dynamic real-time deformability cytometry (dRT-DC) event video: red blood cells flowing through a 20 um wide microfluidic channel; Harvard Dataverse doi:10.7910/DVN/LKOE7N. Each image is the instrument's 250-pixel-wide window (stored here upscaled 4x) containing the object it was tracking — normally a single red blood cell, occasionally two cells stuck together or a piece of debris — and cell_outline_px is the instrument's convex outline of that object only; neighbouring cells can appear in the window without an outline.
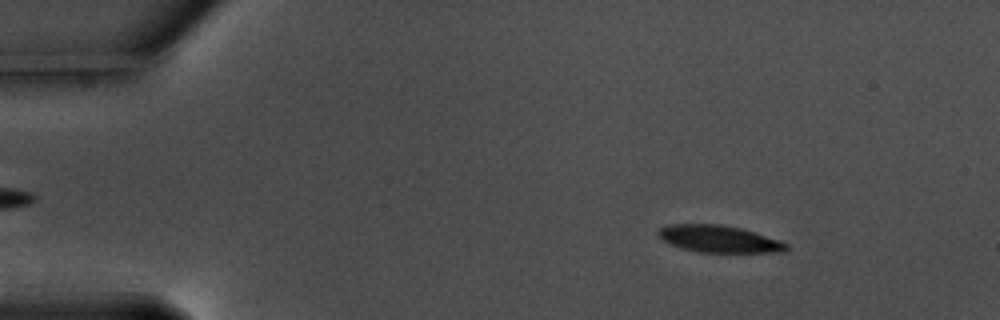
{"species": "common noctule bat (a hibernating species)", "species_latin": "Nyctalus noctula", "temperature_condition": "warm", "stored_images_in_passage": 57, "camera_frame_rate_fps": 3000, "um_per_image_px": 0.085, "animal": {"sex": "male", "body_mass_g": 17.5, "forearm_length_mm": 52.3}, "frame": {"image": 1, "passage_image": 8, "time_ms": 2.333, "image_size_px": [1000, 320], "cell_outline_px": [[788, 248], [784, 252], [700, 252], [684, 248], [672, 244], [664, 240], [656, 232], [660, 228], [668, 224], [720, 224], [740, 228], [780, 240], [788, 244]], "centroid_in_image_um": [61.13, 20.3], "position_along_channel_um": 23.9, "area_um2": 19.88}}
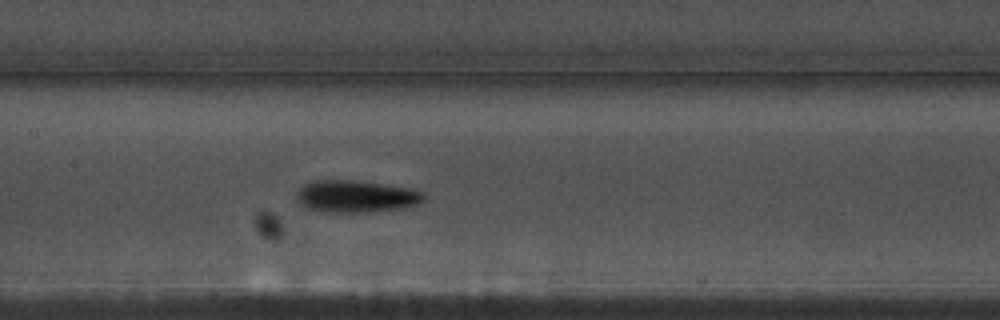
{"frame": {"image": 2, "passage_image": 28, "time_ms": 9.0, "image_size_px": [1000, 320], "cell_outline_px": [[424, 200], [420, 204], [400, 208], [372, 212], [324, 212], [308, 208], [296, 196], [296, 192], [304, 184], [316, 180], [360, 180], [416, 188], [424, 192]], "centroid_in_image_um": [30.35, 16.67], "position_along_channel_um": 177.0, "area_um2": 24.1}}
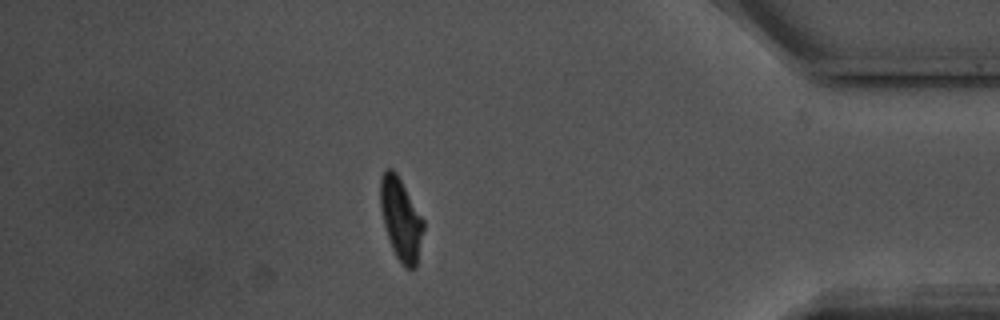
{"frame": {"image": 3, "passage_image": 50, "time_ms": 16.333, "image_size_px": [1000, 320], "cell_outline_px": [[424, 228], [416, 268], [404, 268], [396, 256], [392, 248], [384, 224], [380, 208], [380, 180], [384, 172], [388, 168], [392, 168], [396, 172], [424, 220]], "centroid_in_image_um": [34.08, 18.64], "position_along_channel_um": 401.1, "area_um2": 20.46}, "authors_computed_cell_mechanics": {"area_um2": 21.3282, "velocity_mm_per_s": 3.5493, "shape_relaxation_time_tau1_ms": 2.7074, "shape_relaxation_time_tau2_ms": null, "deformation_change_tau1": 0.1386, "deformation_change_tau2": null}}